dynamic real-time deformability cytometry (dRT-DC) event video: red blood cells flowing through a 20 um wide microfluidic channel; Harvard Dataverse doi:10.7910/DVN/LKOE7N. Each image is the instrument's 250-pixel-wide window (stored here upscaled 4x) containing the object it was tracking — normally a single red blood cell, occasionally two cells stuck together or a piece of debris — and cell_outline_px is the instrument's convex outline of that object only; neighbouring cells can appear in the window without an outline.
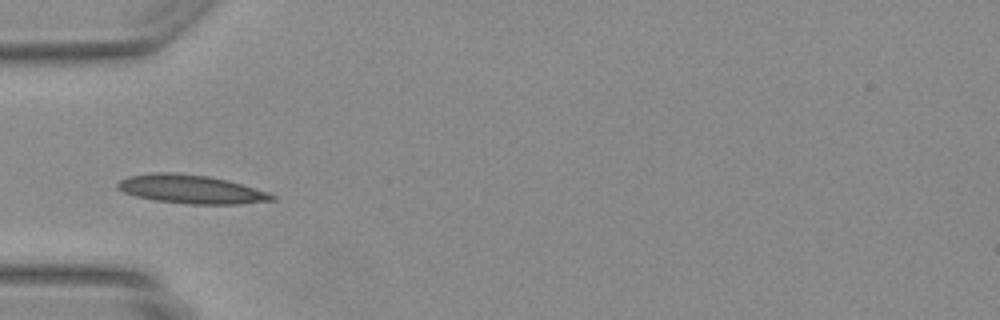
{"species": "Egyptian fruit bat (a non-hibernating species)", "species_latin": "Rousettus aegyptiacus", "temperature_condition": "warm", "stored_images_in_passage": 45, "camera_frame_rate_fps": 3000, "um_per_image_px": 0.085, "animal": {"sex": "female"}, "frame": {"image": 1, "passage_image": 12, "time_ms": 3.667, "image_size_px": [1000, 320], "cell_outline_px": [[276, 200], [240, 204], [188, 204], [156, 200], [136, 196], [124, 192], [116, 188], [116, 184], [120, 180], [128, 176], [156, 172], [168, 172], [208, 176], [228, 180], [268, 192], [276, 196]], "centroid_in_image_um": [16.25, 16.09], "position_along_channel_um": 68.8, "area_um2": 25.66}}
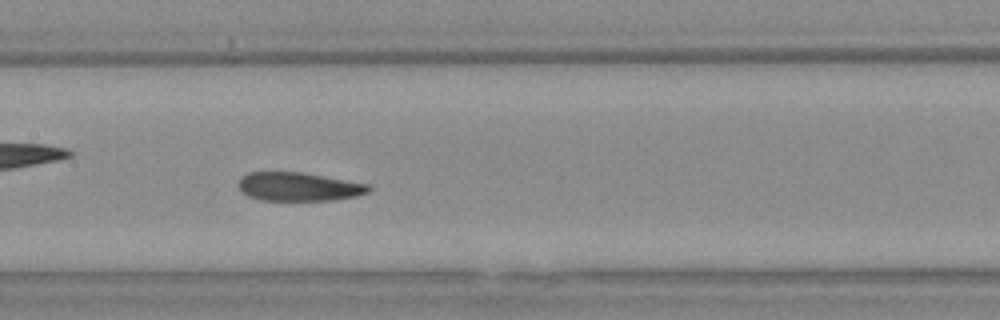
{"frame": {"image": 2, "passage_image": 20, "time_ms": 6.333, "image_size_px": [1000, 320], "cell_outline_px": [[372, 188], [368, 192], [356, 196], [332, 200], [260, 200], [248, 196], [240, 192], [240, 180], [248, 172], [300, 172], [372, 184]], "centroid_in_image_um": [25.43, 15.87], "position_along_channel_um": 182.0, "area_um2": 21.68}}
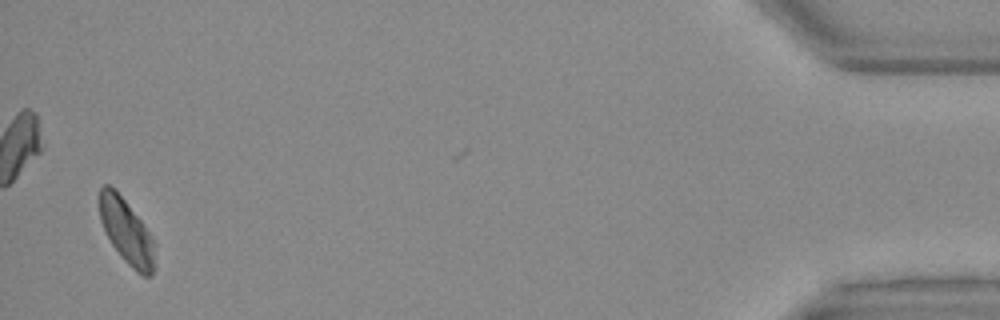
{"frame": {"image": 3, "passage_image": 43, "time_ms": 14.0, "image_size_px": [1000, 320], "cell_outline_px": [[156, 268], [152, 276], [144, 276], [136, 272], [120, 256], [112, 244], [100, 220], [100, 188], [104, 184], [108, 184], [116, 188], [152, 236], [156, 244]], "centroid_in_image_um": [10.81, 19.72], "position_along_channel_um": 424.4, "area_um2": 21.21}}